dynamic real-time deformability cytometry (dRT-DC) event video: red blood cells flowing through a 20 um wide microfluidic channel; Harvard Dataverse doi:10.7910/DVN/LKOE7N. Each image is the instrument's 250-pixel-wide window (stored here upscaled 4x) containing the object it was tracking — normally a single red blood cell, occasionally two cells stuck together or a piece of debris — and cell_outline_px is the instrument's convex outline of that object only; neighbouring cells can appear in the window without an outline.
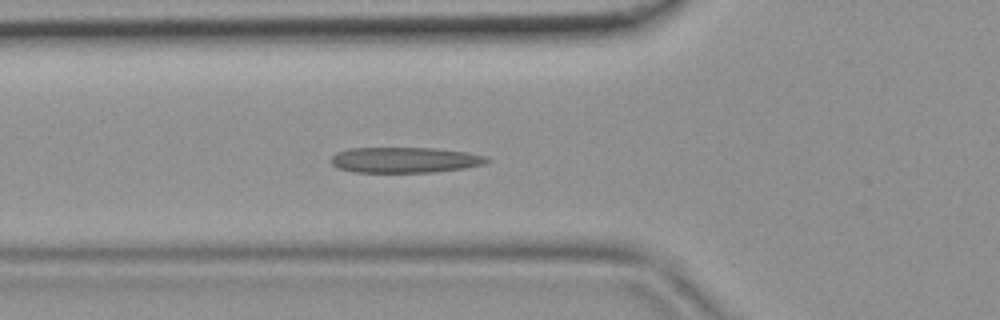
{"species": "common noctule bat (a hibernating species)", "species_latin": "Nyctalus noctula", "temperature_condition": "room temperature", "stored_images_in_passage": 47, "camera_frame_rate_fps": 3000, "um_per_image_px": 0.085, "animal": {"sex": "female", "body_mass_g": 19.9}, "frame": {"image": 1, "passage_image": 17, "time_ms": 5.333, "image_size_px": [1000, 320], "cell_outline_px": [[492, 160], [484, 164], [464, 168], [432, 172], [352, 172], [336, 168], [328, 160], [336, 152], [348, 148], [436, 148], [464, 152], [488, 156]], "centroid_in_image_um": [34.37, 13.59], "position_along_channel_um": 91.4, "area_um2": 23.47}}
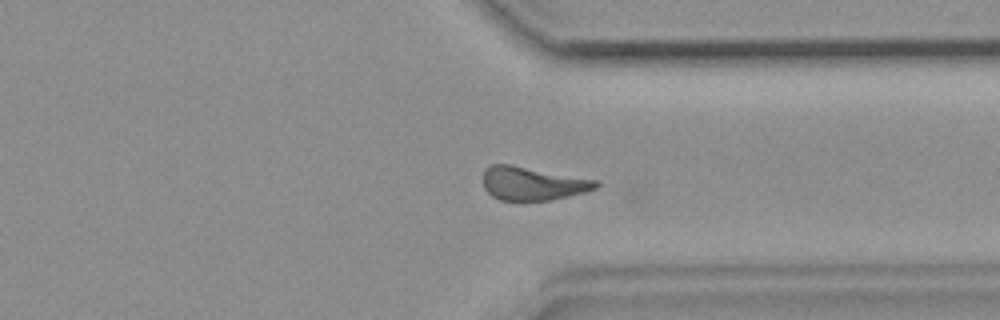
{"frame": {"image": 2, "passage_image": 36, "time_ms": 11.667, "image_size_px": [1000, 320], "cell_outline_px": [[600, 184], [596, 188], [584, 192], [568, 196], [548, 200], [500, 200], [492, 196], [484, 188], [484, 168], [492, 164], [512, 164], [600, 180]], "centroid_in_image_um": [45.29, 15.57], "position_along_channel_um": 366.1, "area_um2": 22.14}}
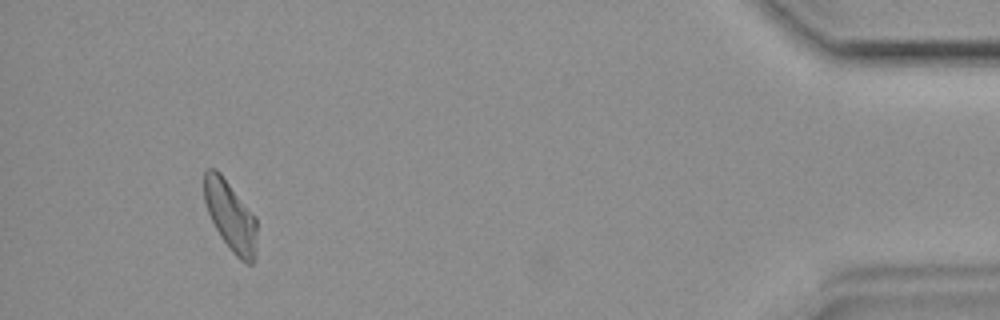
{"frame": {"image": 3, "passage_image": 44, "time_ms": 14.333, "image_size_px": [1000, 320], "cell_outline_px": [[256, 256], [252, 264], [248, 264], [240, 260], [232, 252], [220, 236], [208, 212], [204, 200], [204, 172], [208, 168], [216, 168], [220, 172], [256, 216]], "centroid_in_image_um": [19.6, 18.35], "position_along_channel_um": 415.6, "area_um2": 21.62}}